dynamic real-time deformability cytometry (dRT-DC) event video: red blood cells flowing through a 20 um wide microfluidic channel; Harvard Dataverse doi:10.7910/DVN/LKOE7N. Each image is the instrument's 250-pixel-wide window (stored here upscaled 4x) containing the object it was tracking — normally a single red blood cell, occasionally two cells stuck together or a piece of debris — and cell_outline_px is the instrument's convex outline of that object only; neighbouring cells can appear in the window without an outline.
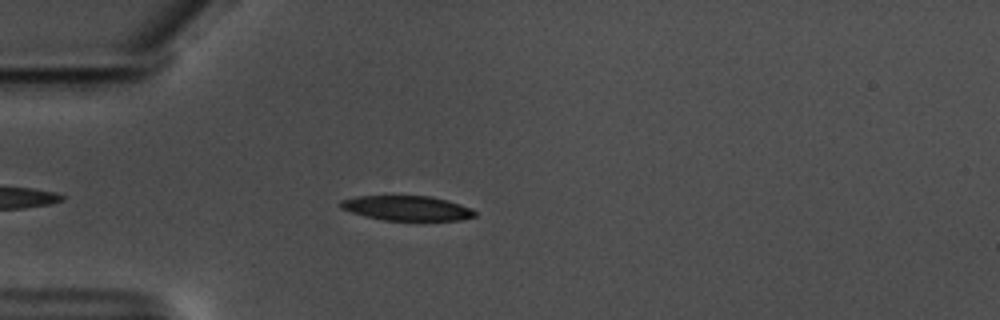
{"species": "common noctule bat (a hibernating species)", "species_latin": "Nyctalus noctula", "temperature_condition": "warm", "stored_images_in_passage": 44, "camera_frame_rate_fps": 3000, "um_per_image_px": 0.085, "animal": {"sex": "male", "body_mass_g": 17.5, "forearm_length_mm": 52.3}, "frame": {"image": 1, "passage_image": 6, "time_ms": 1.667, "image_size_px": [1000, 320], "cell_outline_px": [[476, 216], [460, 220], [384, 220], [352, 212], [340, 208], [340, 200], [356, 196], [432, 196], [460, 204], [472, 208], [476, 212]], "centroid_in_image_um": [34.61, 17.68], "position_along_channel_um": 50.4, "area_um2": 19.25}}
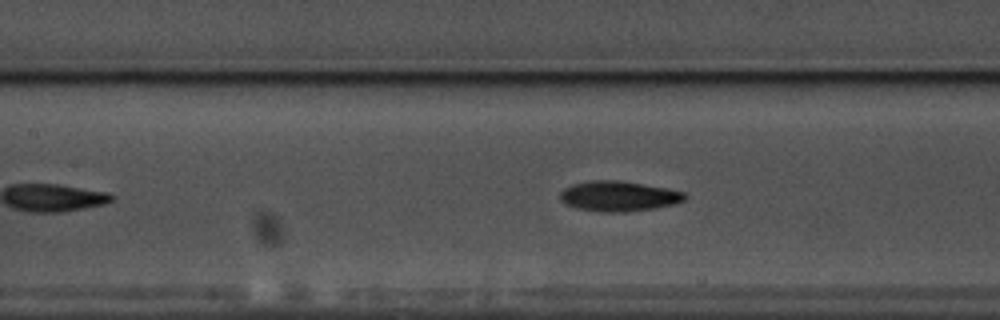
{"frame": {"image": 2, "passage_image": 16, "time_ms": 5.0, "image_size_px": [1000, 320], "cell_outline_px": [[688, 196], [684, 200], [672, 204], [656, 208], [628, 212], [600, 212], [576, 208], [564, 204], [560, 200], [560, 192], [564, 188], [572, 184], [592, 180], [620, 180], [668, 188], [684, 192]], "centroid_in_image_um": [52.57, 16.67], "position_along_channel_um": 154.8, "area_um2": 22.2}}
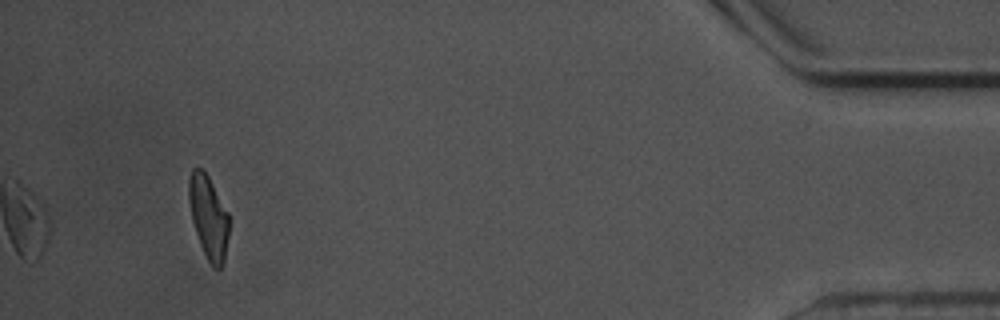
{"frame": {"image": 3, "passage_image": 44, "time_ms": 14.333, "image_size_px": [1000, 320], "cell_outline_px": [[228, 236], [224, 264], [220, 268], [212, 268], [200, 244], [192, 220], [188, 200], [188, 180], [192, 168], [196, 164], [204, 168], [228, 212]], "centroid_in_image_um": [17.7, 18.39], "position_along_channel_um": 417.5, "area_um2": 19.71}, "authors_computed_cell_mechanics": {"area_um2": 20.6057, "velocity_mm_per_s": 3.5446, "shape_relaxation_time_tau1_ms": 2.8269, "shape_relaxation_time_tau2_ms": 2.0104, "deformation_change_tau1": 0.1458, "deformation_change_tau2": 0.0889}}